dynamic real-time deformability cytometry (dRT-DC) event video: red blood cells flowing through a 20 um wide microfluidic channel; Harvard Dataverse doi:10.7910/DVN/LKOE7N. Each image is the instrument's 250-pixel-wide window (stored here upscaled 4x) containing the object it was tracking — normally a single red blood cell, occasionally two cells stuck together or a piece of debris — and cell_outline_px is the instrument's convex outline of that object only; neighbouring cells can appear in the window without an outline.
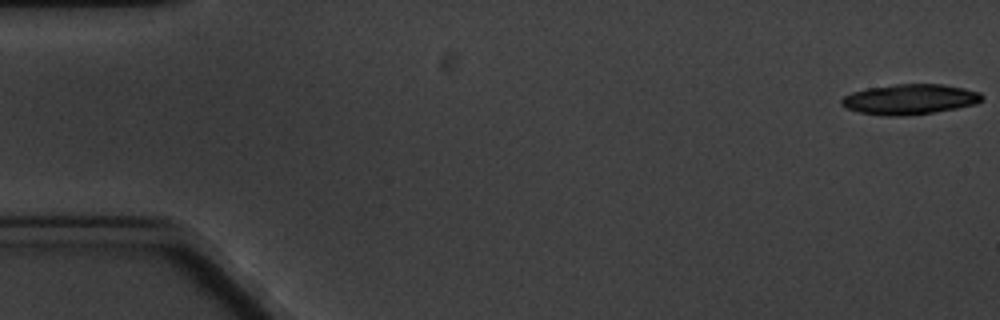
{"species": "common noctule bat (a hibernating species)", "species_latin": "Nyctalus noctula", "temperature_condition": "cold", "stored_images_in_passage": 7, "camera_frame_rate_fps": 3000, "um_per_image_px": 0.085, "animal": {"sex": "male", "body_mass_g": 20.1, "forearm_length_mm": 53.5}, "frame": {"image": 1, "passage_image": 1, "time_ms": 0.0, "image_size_px": [1000, 320], "cell_outline_px": [[984, 96], [976, 104], [936, 112], [900, 116], [888, 116], [860, 112], [844, 108], [840, 104], [840, 100], [844, 96], [852, 92], [868, 88], [896, 84], [944, 84], [964, 88], [980, 92]], "centroid_in_image_um": [77.32, 8.44], "position_along_channel_um": 7.7, "area_um2": 24.8}}